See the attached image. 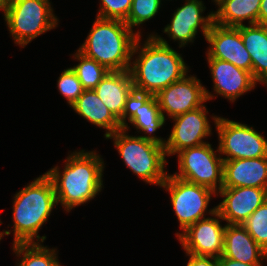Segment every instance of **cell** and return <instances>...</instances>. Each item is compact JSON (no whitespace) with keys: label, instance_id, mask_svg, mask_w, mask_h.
<instances>
[{"label":"cell","instance_id":"52a82bcc","mask_svg":"<svg viewBox=\"0 0 267 266\" xmlns=\"http://www.w3.org/2000/svg\"><path fill=\"white\" fill-rule=\"evenodd\" d=\"M215 151L207 141L205 144L178 152L179 170L172 175L217 193L223 185L224 161L218 148Z\"/></svg>","mask_w":267,"mask_h":266},{"label":"cell","instance_id":"603a6c76","mask_svg":"<svg viewBox=\"0 0 267 266\" xmlns=\"http://www.w3.org/2000/svg\"><path fill=\"white\" fill-rule=\"evenodd\" d=\"M260 4L261 0H219L213 12L214 23L239 27L247 20L248 25L258 24Z\"/></svg>","mask_w":267,"mask_h":266},{"label":"cell","instance_id":"d4e9b609","mask_svg":"<svg viewBox=\"0 0 267 266\" xmlns=\"http://www.w3.org/2000/svg\"><path fill=\"white\" fill-rule=\"evenodd\" d=\"M72 57L79 61L76 66L71 68L79 78L84 90H94L109 72L105 66L99 64L94 59L86 57L78 50Z\"/></svg>","mask_w":267,"mask_h":266},{"label":"cell","instance_id":"7402d4cb","mask_svg":"<svg viewBox=\"0 0 267 266\" xmlns=\"http://www.w3.org/2000/svg\"><path fill=\"white\" fill-rule=\"evenodd\" d=\"M243 44L252 59V76L267 86V25L239 26Z\"/></svg>","mask_w":267,"mask_h":266},{"label":"cell","instance_id":"5bb4252c","mask_svg":"<svg viewBox=\"0 0 267 266\" xmlns=\"http://www.w3.org/2000/svg\"><path fill=\"white\" fill-rule=\"evenodd\" d=\"M206 7L202 0H186L182 7H178L173 13L171 21L164 27L163 33L179 42V48L194 42L198 34V28L204 38L208 34L214 22L213 11L205 17L202 15Z\"/></svg>","mask_w":267,"mask_h":266},{"label":"cell","instance_id":"5b68a950","mask_svg":"<svg viewBox=\"0 0 267 266\" xmlns=\"http://www.w3.org/2000/svg\"><path fill=\"white\" fill-rule=\"evenodd\" d=\"M127 132L120 129L106 139H113L114 147L125 166L138 178L147 184L161 186L167 177L164 147L140 136H131Z\"/></svg>","mask_w":267,"mask_h":266},{"label":"cell","instance_id":"83f0119b","mask_svg":"<svg viewBox=\"0 0 267 266\" xmlns=\"http://www.w3.org/2000/svg\"><path fill=\"white\" fill-rule=\"evenodd\" d=\"M58 91L66 98L70 107L77 101L84 89L72 68H67L60 74L57 80Z\"/></svg>","mask_w":267,"mask_h":266},{"label":"cell","instance_id":"f546056e","mask_svg":"<svg viewBox=\"0 0 267 266\" xmlns=\"http://www.w3.org/2000/svg\"><path fill=\"white\" fill-rule=\"evenodd\" d=\"M189 260L186 266H218L217 258L212 256H197L186 253Z\"/></svg>","mask_w":267,"mask_h":266},{"label":"cell","instance_id":"8992f818","mask_svg":"<svg viewBox=\"0 0 267 266\" xmlns=\"http://www.w3.org/2000/svg\"><path fill=\"white\" fill-rule=\"evenodd\" d=\"M50 0H11L4 20L14 43L25 47L33 39L58 26Z\"/></svg>","mask_w":267,"mask_h":266},{"label":"cell","instance_id":"ba28073f","mask_svg":"<svg viewBox=\"0 0 267 266\" xmlns=\"http://www.w3.org/2000/svg\"><path fill=\"white\" fill-rule=\"evenodd\" d=\"M170 193L173 211L178 218L179 227L184 232L190 225L216 212V206L208 209L212 195H217L213 190L200 186L171 174H167L165 182L160 186Z\"/></svg>","mask_w":267,"mask_h":266},{"label":"cell","instance_id":"4316f807","mask_svg":"<svg viewBox=\"0 0 267 266\" xmlns=\"http://www.w3.org/2000/svg\"><path fill=\"white\" fill-rule=\"evenodd\" d=\"M161 0H132V7L127 19L124 21L131 30L145 23L157 15Z\"/></svg>","mask_w":267,"mask_h":266},{"label":"cell","instance_id":"9a60e30c","mask_svg":"<svg viewBox=\"0 0 267 266\" xmlns=\"http://www.w3.org/2000/svg\"><path fill=\"white\" fill-rule=\"evenodd\" d=\"M205 40L210 44L206 58L228 61L252 74V59L243 44L238 27H227L213 22Z\"/></svg>","mask_w":267,"mask_h":266},{"label":"cell","instance_id":"2e32d148","mask_svg":"<svg viewBox=\"0 0 267 266\" xmlns=\"http://www.w3.org/2000/svg\"><path fill=\"white\" fill-rule=\"evenodd\" d=\"M218 194L224 198L216 206V211L226 224L242 225L267 200V189L254 187H222Z\"/></svg>","mask_w":267,"mask_h":266},{"label":"cell","instance_id":"7a4b0ae2","mask_svg":"<svg viewBox=\"0 0 267 266\" xmlns=\"http://www.w3.org/2000/svg\"><path fill=\"white\" fill-rule=\"evenodd\" d=\"M64 169L51 168L46 175L52 180L57 203L70 212L74 207L94 199L103 188L104 161L96 151L78 150L67 156Z\"/></svg>","mask_w":267,"mask_h":266},{"label":"cell","instance_id":"30bf717a","mask_svg":"<svg viewBox=\"0 0 267 266\" xmlns=\"http://www.w3.org/2000/svg\"><path fill=\"white\" fill-rule=\"evenodd\" d=\"M128 122L137 132H143V139L165 146L166 140L153 135L165 124L156 96L133 89L128 95L122 113V129L129 130ZM151 134V135H150ZM147 135V136H146Z\"/></svg>","mask_w":267,"mask_h":266},{"label":"cell","instance_id":"d6986e66","mask_svg":"<svg viewBox=\"0 0 267 266\" xmlns=\"http://www.w3.org/2000/svg\"><path fill=\"white\" fill-rule=\"evenodd\" d=\"M222 257L248 264H262L267 253L241 224H226Z\"/></svg>","mask_w":267,"mask_h":266},{"label":"cell","instance_id":"cb8c5ba5","mask_svg":"<svg viewBox=\"0 0 267 266\" xmlns=\"http://www.w3.org/2000/svg\"><path fill=\"white\" fill-rule=\"evenodd\" d=\"M13 252L19 263L17 266H56L59 263L56 248H48L42 243H19L12 244ZM57 252V253H56ZM23 257V258H22Z\"/></svg>","mask_w":267,"mask_h":266},{"label":"cell","instance_id":"9c48e42d","mask_svg":"<svg viewBox=\"0 0 267 266\" xmlns=\"http://www.w3.org/2000/svg\"><path fill=\"white\" fill-rule=\"evenodd\" d=\"M218 133V150L223 161L267 156V139L252 126L211 116Z\"/></svg>","mask_w":267,"mask_h":266},{"label":"cell","instance_id":"7c38bea8","mask_svg":"<svg viewBox=\"0 0 267 266\" xmlns=\"http://www.w3.org/2000/svg\"><path fill=\"white\" fill-rule=\"evenodd\" d=\"M210 216L198 220L184 232L176 233L185 253L215 258L222 256L226 225L220 224L223 219L217 211Z\"/></svg>","mask_w":267,"mask_h":266},{"label":"cell","instance_id":"44dd1931","mask_svg":"<svg viewBox=\"0 0 267 266\" xmlns=\"http://www.w3.org/2000/svg\"><path fill=\"white\" fill-rule=\"evenodd\" d=\"M71 108L93 125L106 129L105 138L122 129L119 120L106 107L94 90H84Z\"/></svg>","mask_w":267,"mask_h":266},{"label":"cell","instance_id":"484cf974","mask_svg":"<svg viewBox=\"0 0 267 266\" xmlns=\"http://www.w3.org/2000/svg\"><path fill=\"white\" fill-rule=\"evenodd\" d=\"M242 225L256 243L267 253V200Z\"/></svg>","mask_w":267,"mask_h":266},{"label":"cell","instance_id":"8fae6325","mask_svg":"<svg viewBox=\"0 0 267 266\" xmlns=\"http://www.w3.org/2000/svg\"><path fill=\"white\" fill-rule=\"evenodd\" d=\"M155 96L165 119V113L168 117L174 118L215 98L214 94H211L194 74L190 76L186 74Z\"/></svg>","mask_w":267,"mask_h":266},{"label":"cell","instance_id":"d6a6232c","mask_svg":"<svg viewBox=\"0 0 267 266\" xmlns=\"http://www.w3.org/2000/svg\"><path fill=\"white\" fill-rule=\"evenodd\" d=\"M10 2L11 0H0V10L3 11V14H5Z\"/></svg>","mask_w":267,"mask_h":266},{"label":"cell","instance_id":"4fadbf2b","mask_svg":"<svg viewBox=\"0 0 267 266\" xmlns=\"http://www.w3.org/2000/svg\"><path fill=\"white\" fill-rule=\"evenodd\" d=\"M208 110L202 105L194 110L172 118L173 128L167 138L164 149L166 156L207 143L204 138L212 134L207 118Z\"/></svg>","mask_w":267,"mask_h":266},{"label":"cell","instance_id":"1f68e13d","mask_svg":"<svg viewBox=\"0 0 267 266\" xmlns=\"http://www.w3.org/2000/svg\"><path fill=\"white\" fill-rule=\"evenodd\" d=\"M258 24L267 25V0H261Z\"/></svg>","mask_w":267,"mask_h":266},{"label":"cell","instance_id":"ac0fdd59","mask_svg":"<svg viewBox=\"0 0 267 266\" xmlns=\"http://www.w3.org/2000/svg\"><path fill=\"white\" fill-rule=\"evenodd\" d=\"M222 187L267 189V156L224 161Z\"/></svg>","mask_w":267,"mask_h":266},{"label":"cell","instance_id":"e0dca14e","mask_svg":"<svg viewBox=\"0 0 267 266\" xmlns=\"http://www.w3.org/2000/svg\"><path fill=\"white\" fill-rule=\"evenodd\" d=\"M207 61L215 96L217 94L234 102L244 93L254 89L258 83L250 72L237 68L228 61L217 58H207Z\"/></svg>","mask_w":267,"mask_h":266},{"label":"cell","instance_id":"836d02e7","mask_svg":"<svg viewBox=\"0 0 267 266\" xmlns=\"http://www.w3.org/2000/svg\"><path fill=\"white\" fill-rule=\"evenodd\" d=\"M2 224V222H1V220H0V225ZM11 230H4V231H2V232H0V241L2 240V237L4 236V235H10L11 234Z\"/></svg>","mask_w":267,"mask_h":266},{"label":"cell","instance_id":"3957f363","mask_svg":"<svg viewBox=\"0 0 267 266\" xmlns=\"http://www.w3.org/2000/svg\"><path fill=\"white\" fill-rule=\"evenodd\" d=\"M57 204L54 185L46 173L18 191L12 207L13 244L44 242L46 236L38 232Z\"/></svg>","mask_w":267,"mask_h":266},{"label":"cell","instance_id":"4dcf8cb0","mask_svg":"<svg viewBox=\"0 0 267 266\" xmlns=\"http://www.w3.org/2000/svg\"><path fill=\"white\" fill-rule=\"evenodd\" d=\"M218 266H263V264H248L239 261H235L232 259H228L225 257L217 258Z\"/></svg>","mask_w":267,"mask_h":266},{"label":"cell","instance_id":"f1b7e54d","mask_svg":"<svg viewBox=\"0 0 267 266\" xmlns=\"http://www.w3.org/2000/svg\"><path fill=\"white\" fill-rule=\"evenodd\" d=\"M97 17L125 21L132 7V0H100Z\"/></svg>","mask_w":267,"mask_h":266},{"label":"cell","instance_id":"277c9868","mask_svg":"<svg viewBox=\"0 0 267 266\" xmlns=\"http://www.w3.org/2000/svg\"><path fill=\"white\" fill-rule=\"evenodd\" d=\"M93 26L78 51L94 59L109 71H128L134 45L141 31L131 30L118 19L96 17Z\"/></svg>","mask_w":267,"mask_h":266},{"label":"cell","instance_id":"6da1fadb","mask_svg":"<svg viewBox=\"0 0 267 266\" xmlns=\"http://www.w3.org/2000/svg\"><path fill=\"white\" fill-rule=\"evenodd\" d=\"M140 41L141 36L134 45L129 69L135 90L155 96L190 72L183 57L160 35L151 33L143 44ZM135 54L139 55L133 59Z\"/></svg>","mask_w":267,"mask_h":266},{"label":"cell","instance_id":"ffe728a7","mask_svg":"<svg viewBox=\"0 0 267 266\" xmlns=\"http://www.w3.org/2000/svg\"><path fill=\"white\" fill-rule=\"evenodd\" d=\"M134 89L128 71H109L94 89L95 93L119 120L122 126V113L128 95Z\"/></svg>","mask_w":267,"mask_h":266}]
</instances>
